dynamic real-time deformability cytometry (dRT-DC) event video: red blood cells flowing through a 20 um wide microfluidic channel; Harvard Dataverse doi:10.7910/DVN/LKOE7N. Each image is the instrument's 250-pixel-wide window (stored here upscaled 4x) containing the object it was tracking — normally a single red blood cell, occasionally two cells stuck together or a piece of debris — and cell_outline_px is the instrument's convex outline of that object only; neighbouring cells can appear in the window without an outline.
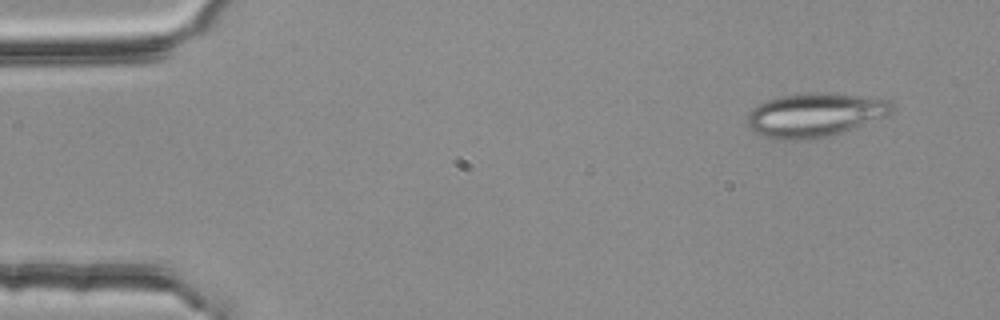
{"species": "common noctule bat (a hibernating species)", "species_latin": "Nyctalus noctula", "temperature_condition": "room temperature", "stored_images_in_passage": 4, "camera_frame_rate_fps": 3000, "um_per_image_px": 0.085, "animal": {"sex": "female", "body_mass_g": 25.1}, "frame": {"image": 1, "passage_image": 1, "time_ms": 0.0, "image_size_px": [1000, 320], "cell_outline_px": [[892, 112], [884, 116], [840, 132], [816, 140], [780, 140], [764, 136], [752, 132], [748, 128], [748, 112], [752, 108], [768, 100], [780, 96], [804, 92], [828, 92], [864, 96], [888, 100], [892, 104]], "centroid_in_image_um": [69.2, 9.77], "position_along_channel_um": 15.8, "area_um2": 36.99}}